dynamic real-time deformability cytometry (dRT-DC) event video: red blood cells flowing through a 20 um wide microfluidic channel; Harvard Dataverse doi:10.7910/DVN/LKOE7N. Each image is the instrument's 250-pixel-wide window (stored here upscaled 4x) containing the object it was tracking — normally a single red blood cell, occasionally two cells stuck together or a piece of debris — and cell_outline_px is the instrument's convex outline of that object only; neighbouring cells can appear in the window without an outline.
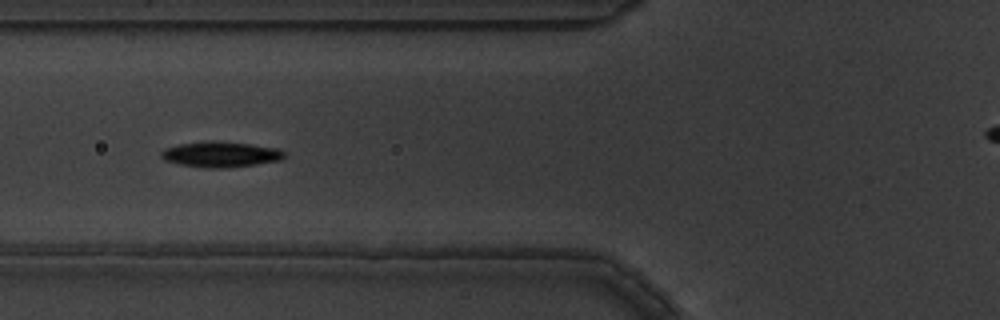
{"species": "common noctule bat (a hibernating species)", "species_latin": "Nyctalus noctula", "temperature_condition": "warm", "stored_images_in_passage": 10, "segment_of_instrument_passage": [1, 2], "camera_frame_rate_fps": 3000, "um_per_image_px": 0.085, "animal": {"sex": "male", "body_mass_g": 19.5, "forearm_length_mm": 54.6}, "frame": {"image": 1, "passage_image": 2, "time_ms": 0.333, "image_size_px": [1000, 320], "cell_outline_px": [[284, 156], [280, 160], [256, 164], [224, 168], [212, 168], [180, 164], [164, 160], [160, 156], [160, 152], [164, 148], [176, 144], [204, 140], [212, 140], [248, 144], [276, 148], [284, 152]], "centroid_in_image_um": [18.67, 13.1], "position_along_channel_um": 107.1, "area_um2": 18.32}}
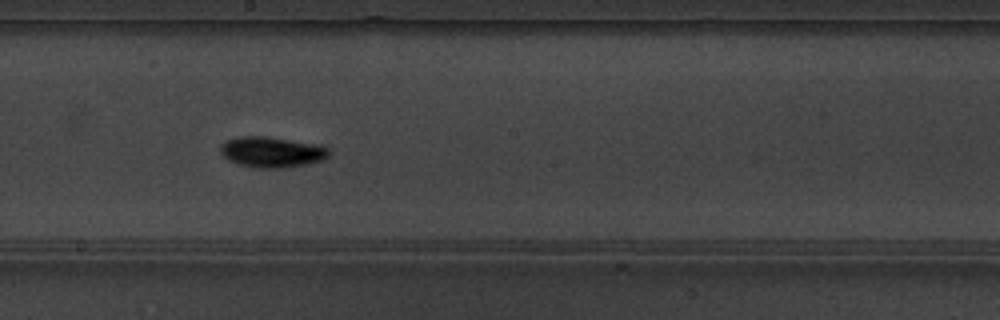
{"frame": {"image": 2, "passage_image": 5, "time_ms": 1.333, "image_size_px": [1000, 320], "cell_outline_px": [[328, 156], [324, 160], [308, 164], [284, 168], [256, 168], [240, 164], [228, 160], [220, 152], [220, 144], [228, 140], [240, 136], [264, 136], [312, 144], [328, 148]], "centroid_in_image_um": [23.07, 12.94], "position_along_channel_um": 225.1, "area_um2": 19.13}}
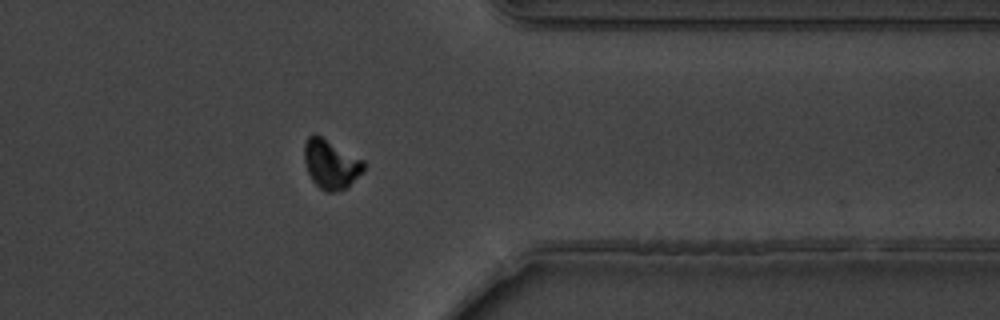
{"frame": {"image": 3, "passage_image": 9, "time_ms": 2.667, "image_size_px": [1000, 320], "cell_outline_px": [[364, 172], [348, 188], [332, 192], [324, 192], [312, 180], [308, 172], [304, 160], [304, 144], [308, 136], [320, 136], [364, 160]], "centroid_in_image_um": [28.15, 14.0], "position_along_channel_um": 383.3, "area_um2": 16.99}}